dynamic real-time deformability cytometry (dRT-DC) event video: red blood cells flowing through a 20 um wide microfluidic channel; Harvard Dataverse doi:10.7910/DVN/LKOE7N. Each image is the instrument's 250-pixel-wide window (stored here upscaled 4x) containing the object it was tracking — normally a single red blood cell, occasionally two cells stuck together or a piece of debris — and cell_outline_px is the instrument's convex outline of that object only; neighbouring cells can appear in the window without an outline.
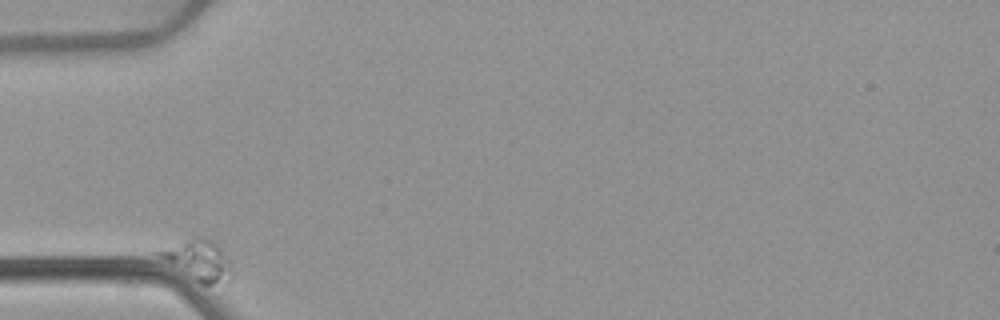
{"species": "common noctule bat (a hibernating species)", "species_latin": "Nyctalus noctula", "temperature_condition": "warm", "stored_images_in_passage": 40, "camera_frame_rate_fps": 3000, "um_per_image_px": 0.085, "animal": {"sex": "female", "body_mass_g": 22.7, "forearm_length_mm": 54.2}, "frame": {"image": 1, "passage_image": 1, "time_ms": 0.0, "image_size_px": [1000, 320], "cell_outline_px": [[232, 280], [212, 284], [204, 284], [196, 280], [156, 256], [152, 252], [200, 236], [212, 240], [224, 252], [232, 272]], "centroid_in_image_um": [16.86, 22.12], "position_along_channel_um": 68.1, "area_um2": 16.53}}
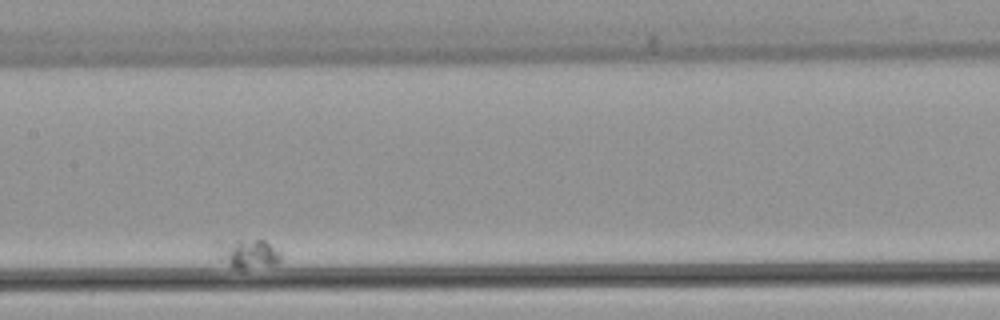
{"frame": {"image": 2, "passage_image": 18, "time_ms": 5.667, "image_size_px": [1000, 320], "cell_outline_px": [[280, 260], [276, 264], [240, 272], [220, 260], [216, 256], [212, 244], [216, 240], [264, 240], [280, 252]], "centroid_in_image_um": [20.93, 21.58], "position_along_channel_um": 186.5, "area_um2": 11.73}}
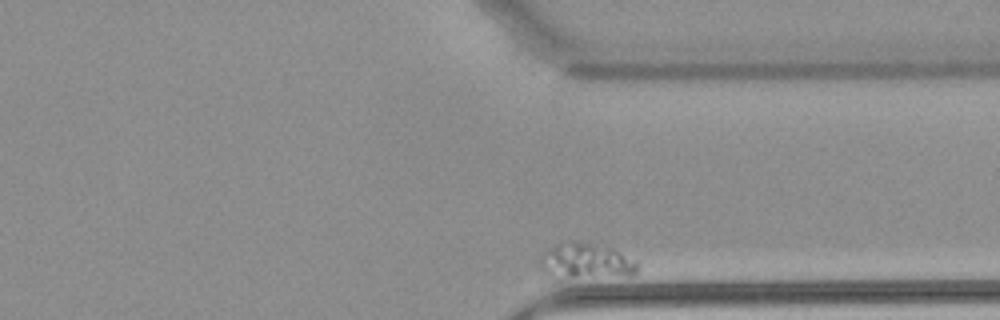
{"frame": {"image": 3, "passage_image": 40, "time_ms": 13.0, "image_size_px": [1000, 320], "cell_outline_px": [[640, 264], [636, 272], [632, 276], [572, 276], [544, 272], [540, 264], [540, 256], [544, 252], [560, 240], [572, 240], [612, 248], [640, 260]], "centroid_in_image_um": [49.9, 22.13], "position_along_channel_um": 361.5, "area_um2": 20.0}}